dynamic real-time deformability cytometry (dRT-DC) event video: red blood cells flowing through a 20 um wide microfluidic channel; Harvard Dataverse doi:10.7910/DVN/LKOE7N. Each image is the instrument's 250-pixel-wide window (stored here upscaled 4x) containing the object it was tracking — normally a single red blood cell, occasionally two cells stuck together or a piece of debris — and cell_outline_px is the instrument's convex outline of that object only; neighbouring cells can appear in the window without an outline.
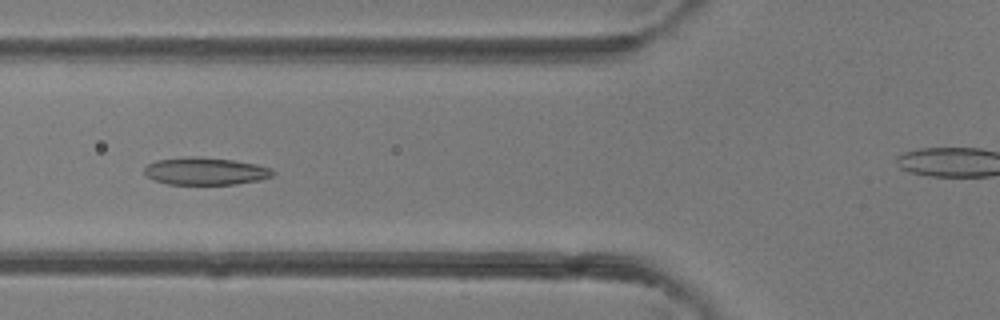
{"species": "common noctule bat (a hibernating species)", "species_latin": "Nyctalus noctula", "temperature_condition": "room temperature", "stored_images_in_passage": 6, "camera_frame_rate_fps": 3000, "um_per_image_px": 0.085, "animal": {"sex": "female"}, "frame": {"image": 1, "passage_image": 6, "time_ms": 5.333, "image_size_px": [1000, 320], "cell_outline_px": [[276, 172], [272, 176], [260, 180], [236, 184], [168, 184], [152, 180], [144, 172], [144, 168], [148, 164], [156, 160], [188, 156], [192, 156], [232, 160], [256, 164], [272, 168]], "centroid_in_image_um": [17.46, 14.55], "position_along_channel_um": 108.3, "area_um2": 20.58}}